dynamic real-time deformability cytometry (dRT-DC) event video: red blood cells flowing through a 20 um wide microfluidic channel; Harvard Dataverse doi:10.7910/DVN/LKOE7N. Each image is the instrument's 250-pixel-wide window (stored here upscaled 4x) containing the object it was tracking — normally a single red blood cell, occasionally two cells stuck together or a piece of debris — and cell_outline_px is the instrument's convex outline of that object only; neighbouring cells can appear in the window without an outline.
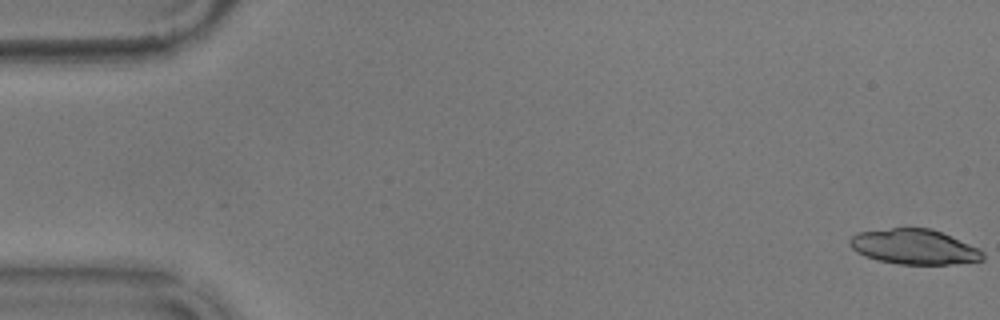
{"species": "common noctule bat (a hibernating species)", "species_latin": "Nyctalus noctula", "temperature_condition": "warm", "stored_images_in_passage": 15, "camera_frame_rate_fps": 3000, "um_per_image_px": 0.085, "animal": {"sex": "male", "body_mass_g": 17.9}, "frame": {"image": 1, "passage_image": 1, "time_ms": 0.0, "image_size_px": [1000, 320], "cell_outline_px": [[984, 260], [956, 264], [900, 264], [876, 260], [864, 256], [856, 252], [848, 244], [848, 240], [856, 232], [892, 228], [932, 228], [980, 248], [984, 252]], "centroid_in_image_um": [77.71, 20.98], "position_along_channel_um": 7.3, "area_um2": 27.51}}
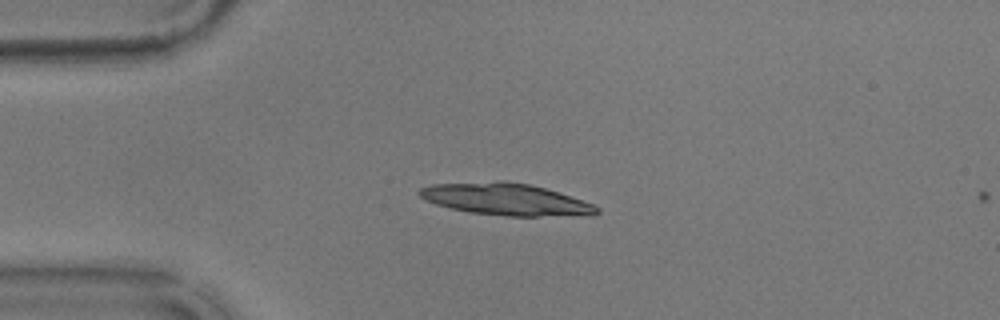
{"frame": {"image": 2, "passage_image": 14, "time_ms": 4.333, "image_size_px": [1000, 320], "cell_outline_px": [[600, 212], [596, 216], [508, 216], [468, 212], [436, 204], [420, 196], [416, 192], [420, 188], [432, 184], [504, 180], [528, 184], [544, 188], [592, 204], [600, 208]], "centroid_in_image_um": [43.02, 16.95], "position_along_channel_um": 42.0, "area_um2": 32.95}}